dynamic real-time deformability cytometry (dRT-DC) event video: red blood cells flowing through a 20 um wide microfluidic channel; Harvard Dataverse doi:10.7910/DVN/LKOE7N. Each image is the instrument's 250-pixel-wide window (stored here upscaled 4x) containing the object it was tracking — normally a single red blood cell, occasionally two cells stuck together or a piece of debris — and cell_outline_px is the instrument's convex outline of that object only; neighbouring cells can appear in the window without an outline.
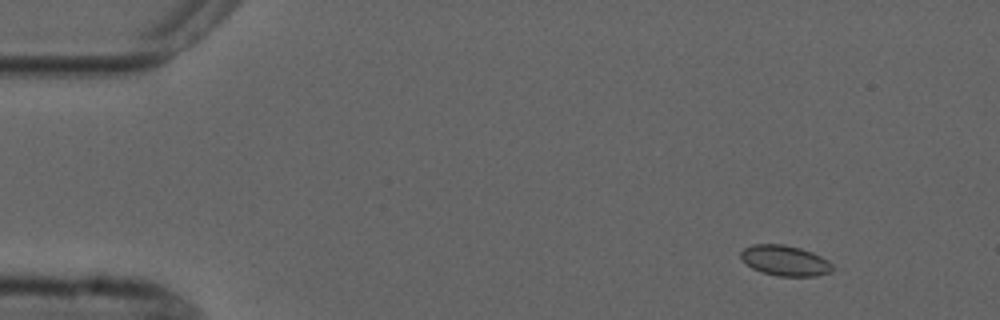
{"species": "common noctule bat (a hibernating species)", "species_latin": "Nyctalus noctula", "temperature_condition": "cold", "stored_images_in_passage": 3, "camera_frame_rate_fps": 3000, "um_per_image_px": 0.085, "animal": {"sex": "male", "forearm_length_mm": 52.5}, "frame": {"image": 1, "passage_image": 1, "time_ms": 0.0, "image_size_px": [1000, 320], "cell_outline_px": [[832, 272], [816, 276], [776, 276], [752, 268], [740, 256], [740, 252], [744, 248], [752, 244], [784, 244], [800, 248], [812, 252], [828, 260], [832, 264]], "centroid_in_image_um": [66.74, 22.14], "position_along_channel_um": 18.3, "area_um2": 16.18}}